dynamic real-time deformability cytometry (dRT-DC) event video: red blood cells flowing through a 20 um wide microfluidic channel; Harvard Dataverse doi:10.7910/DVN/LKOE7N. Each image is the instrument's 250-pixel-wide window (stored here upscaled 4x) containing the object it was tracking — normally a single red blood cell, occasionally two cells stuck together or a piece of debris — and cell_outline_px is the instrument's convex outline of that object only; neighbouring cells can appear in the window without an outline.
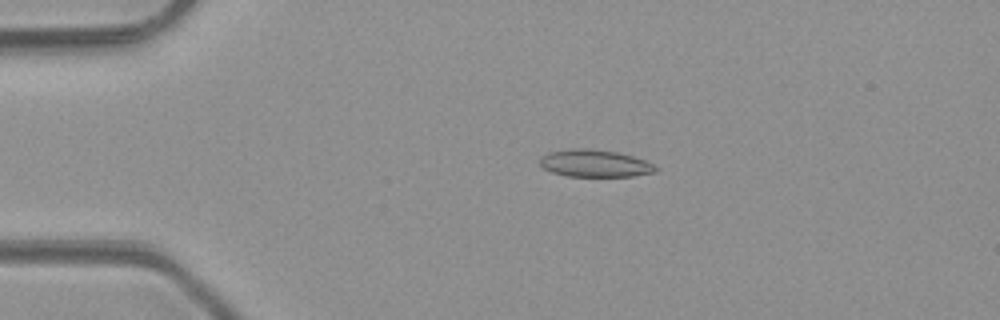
{"species": "common noctule bat (a hibernating species)", "species_latin": "Nyctalus noctula", "temperature_condition": "room temperature", "stored_images_in_passage": 4, "camera_frame_rate_fps": 3000, "um_per_image_px": 0.085, "animal": {"sex": "male", "body_mass_g": 23.1, "forearm_length_mm": 52.7}, "frame": {"image": 1, "passage_image": 3, "time_ms": 3.0, "image_size_px": [1000, 320], "cell_outline_px": [[660, 168], [656, 172], [632, 176], [568, 176], [552, 172], [544, 168], [540, 164], [540, 160], [548, 152], [572, 148], [584, 148], [616, 152], [632, 156], [644, 160]], "centroid_in_image_um": [50.58, 13.89], "position_along_channel_um": 34.4, "area_um2": 18.21}}